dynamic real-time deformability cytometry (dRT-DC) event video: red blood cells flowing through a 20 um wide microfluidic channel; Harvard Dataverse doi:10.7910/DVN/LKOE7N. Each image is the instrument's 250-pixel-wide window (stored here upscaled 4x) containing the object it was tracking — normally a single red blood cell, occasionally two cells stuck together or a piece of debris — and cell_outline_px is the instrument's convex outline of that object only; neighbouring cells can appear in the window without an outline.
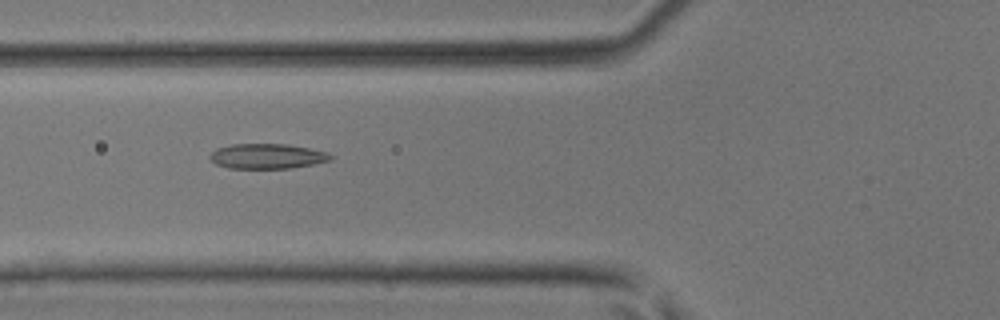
{"species": "common noctule bat (a hibernating species)", "species_latin": "Nyctalus noctula", "temperature_condition": "room temperature", "stored_images_in_passage": 35, "camera_frame_rate_fps": 3000, "um_per_image_px": 0.085, "animal": {"sex": "male", "body_mass_g": 17.9, "forearm_length_mm": 54.2}, "frame": {"image": 1, "passage_image": 9, "time_ms": 2.667, "image_size_px": [1000, 320], "cell_outline_px": [[332, 160], [312, 164], [288, 168], [228, 168], [216, 164], [208, 156], [216, 148], [232, 144], [288, 144], [328, 152], [332, 156]], "centroid_in_image_um": [22.69, 13.27], "position_along_channel_um": 103.1, "area_um2": 17.51}}
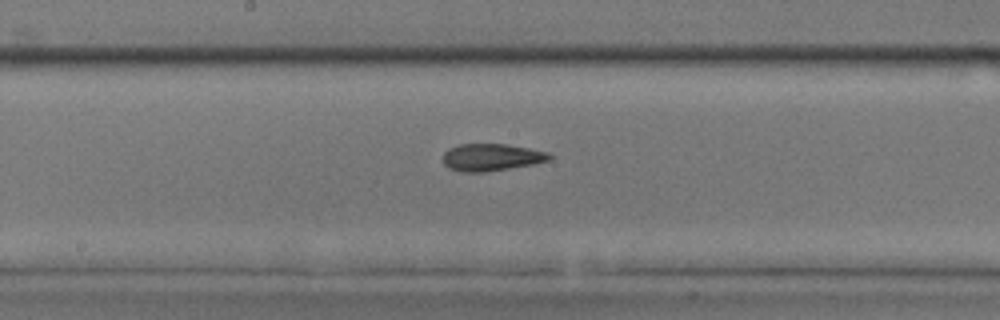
{"frame": {"image": 2, "passage_image": 16, "time_ms": 5.0, "image_size_px": [1000, 320], "cell_outline_px": [[552, 156], [548, 160], [532, 164], [484, 172], [460, 172], [448, 168], [444, 164], [444, 152], [448, 148], [460, 144], [508, 144], [548, 152]], "centroid_in_image_um": [41.73, 13.36], "position_along_channel_um": 206.5, "area_um2": 16.76}}
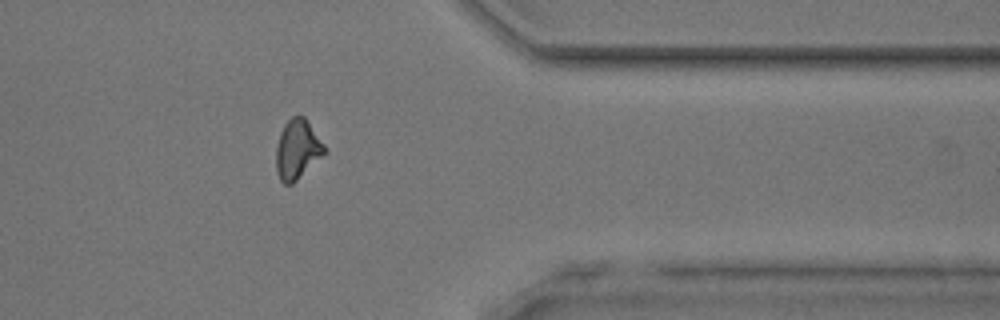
{"frame": {"image": 3, "passage_image": 29, "time_ms": 9.333, "image_size_px": [1000, 320], "cell_outline_px": [[328, 152], [292, 184], [284, 184], [280, 180], [276, 172], [276, 148], [280, 132], [284, 124], [292, 116], [304, 116], [328, 148]], "centroid_in_image_um": [25.3, 12.7], "position_along_channel_um": 386.1, "area_um2": 17.05}}